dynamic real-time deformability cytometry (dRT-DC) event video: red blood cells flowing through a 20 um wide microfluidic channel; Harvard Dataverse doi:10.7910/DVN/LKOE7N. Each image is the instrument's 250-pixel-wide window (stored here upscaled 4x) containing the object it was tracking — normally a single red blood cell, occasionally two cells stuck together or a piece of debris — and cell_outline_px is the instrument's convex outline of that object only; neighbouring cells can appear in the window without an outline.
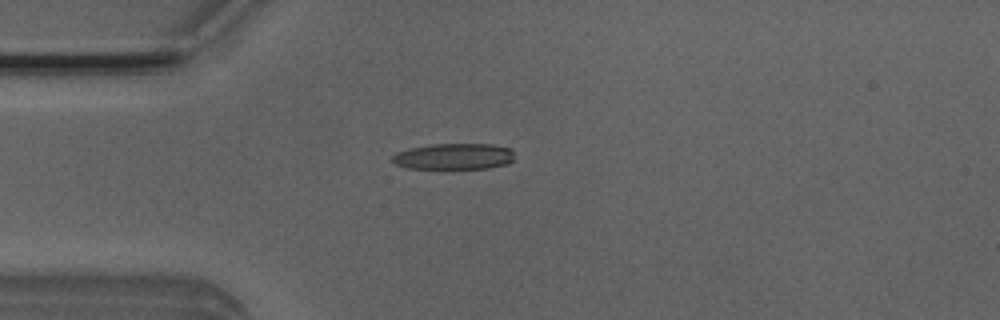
{"species": "Egyptian fruit bat (a non-hibernating species)", "species_latin": "Rousettus aegyptiacus", "temperature_condition": "room temperature", "stored_images_in_passage": 39, "camera_frame_rate_fps": 3000, "um_per_image_px": 0.085, "animal": {"sex": "male"}, "frame": {"image": 1, "passage_image": 1, "time_ms": 0.0, "image_size_px": [1000, 320], "cell_outline_px": [[512, 160], [508, 164], [488, 168], [408, 168], [396, 164], [392, 160], [392, 156], [396, 152], [408, 148], [432, 144], [492, 144], [512, 148]], "centroid_in_image_um": [38.58, 13.28], "position_along_channel_um": 46.4, "area_um2": 18.55}}
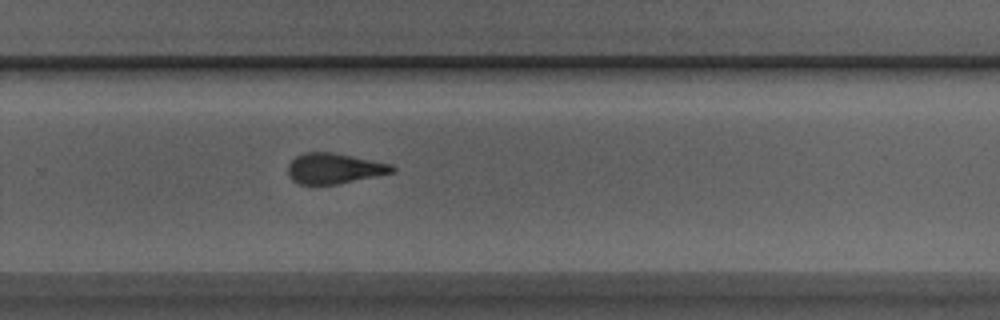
{"frame": {"image": 2, "passage_image": 21, "time_ms": 6.667, "image_size_px": [1000, 320], "cell_outline_px": [[396, 172], [336, 184], [296, 184], [288, 176], [288, 164], [296, 156], [304, 152], [336, 152], [392, 164], [396, 168]], "centroid_in_image_um": [28.41, 14.31], "position_along_channel_um": 301.4, "area_um2": 18.73}}
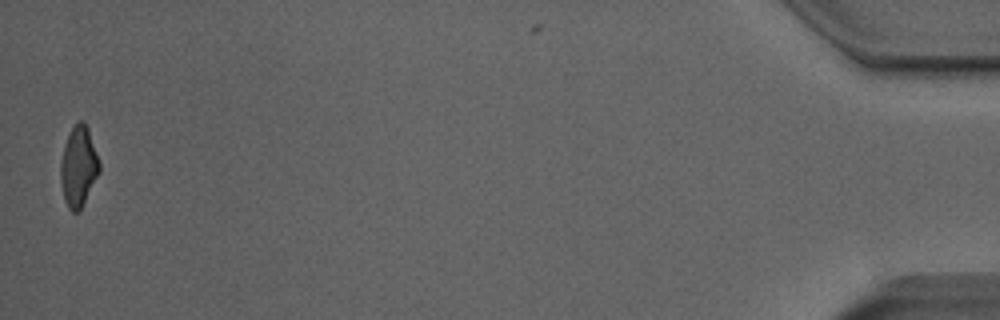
{"frame": {"image": 3, "passage_image": 38, "time_ms": 12.333, "image_size_px": [1000, 320], "cell_outline_px": [[100, 172], [80, 212], [72, 212], [68, 208], [64, 200], [60, 180], [60, 164], [64, 144], [72, 128], [80, 120], [84, 120], [88, 128], [100, 164]], "centroid_in_image_um": [6.67, 14.2], "position_along_channel_um": 428.5, "area_um2": 18.26}, "authors_computed_cell_mechanics": {"area_um2": 19.1896, "velocity_mm_per_s": 4.035, "shape_relaxation_time_tau1_ms": null, "shape_relaxation_time_tau2_ms": 2.7115, "deformation_change_tau1": null, "deformation_change_tau2": 0.1308}}